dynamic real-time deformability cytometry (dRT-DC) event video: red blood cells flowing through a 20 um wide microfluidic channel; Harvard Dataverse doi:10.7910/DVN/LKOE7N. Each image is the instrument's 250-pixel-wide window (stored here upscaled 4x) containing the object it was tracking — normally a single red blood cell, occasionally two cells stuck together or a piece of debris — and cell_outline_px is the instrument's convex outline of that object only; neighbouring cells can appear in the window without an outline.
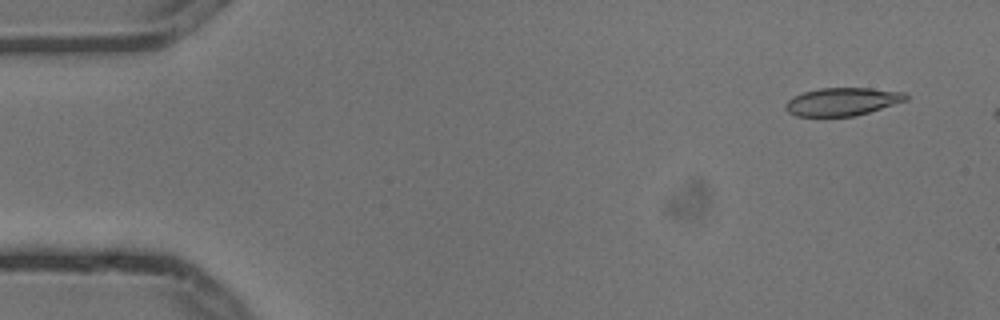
{"species": "common noctule bat (a hibernating species)", "species_latin": "Nyctalus noctula", "temperature_condition": "cold", "stored_images_in_passage": 6, "camera_frame_rate_fps": 3000, "um_per_image_px": 0.085, "animal": {"sex": "male", "body_mass_g": 13.3}, "frame": {"image": 1, "passage_image": 1, "time_ms": 0.0, "image_size_px": [1000, 320], "cell_outline_px": [[908, 100], [856, 116], [796, 116], [788, 112], [784, 108], [784, 104], [792, 96], [804, 92], [820, 88], [868, 88], [904, 92], [908, 96]], "centroid_in_image_um": [71.57, 8.64], "position_along_channel_um": 13.4, "area_um2": 19.65}}
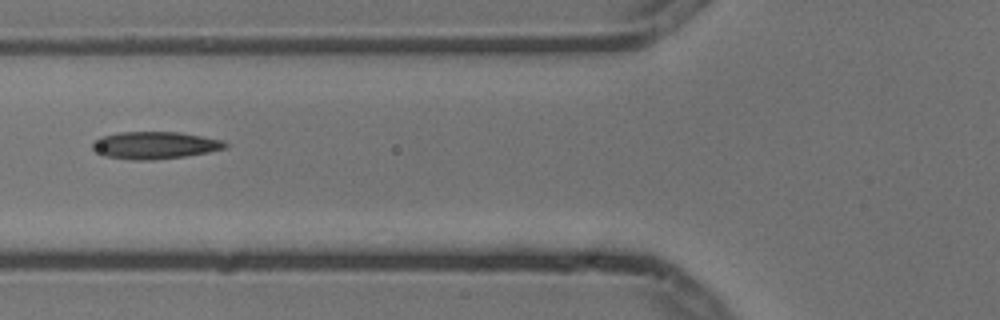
{"frame": {"image": 2, "passage_image": 6, "time_ms": 1.667, "image_size_px": [1000, 320], "cell_outline_px": [[228, 148], [208, 152], [184, 156], [152, 160], [132, 160], [104, 156], [96, 152], [92, 148], [92, 140], [100, 136], [120, 132], [180, 132], [224, 140], [228, 144]], "centroid_in_image_um": [13.14, 12.34], "position_along_channel_um": 112.7, "area_um2": 21.33}}